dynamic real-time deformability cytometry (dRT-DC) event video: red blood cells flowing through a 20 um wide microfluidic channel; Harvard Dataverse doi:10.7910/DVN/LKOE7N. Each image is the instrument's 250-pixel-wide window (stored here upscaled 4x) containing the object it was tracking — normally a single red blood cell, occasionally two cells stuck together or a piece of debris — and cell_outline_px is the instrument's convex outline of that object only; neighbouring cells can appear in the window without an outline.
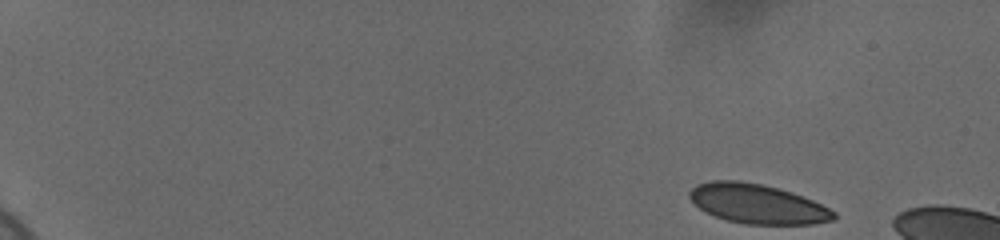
{"species": "human", "species_latin": "Homo sapiens", "temperature_condition": "cold", "stored_images_in_passage": 12, "camera_frame_rate_fps": 3000, "um_per_image_px": 0.085, "donor": {"sex": "female"}, "frame": {"image": 1, "passage_image": 1, "time_ms": 0.0, "image_size_px": [1000, 240], "cell_outline_px": [[836, 216], [832, 220], [812, 224], [744, 224], [728, 220], [716, 216], [700, 208], [688, 196], [688, 192], [696, 184], [712, 180], [740, 180], [764, 184], [780, 188], [792, 192], [812, 200], [836, 212]], "centroid_in_image_um": [64.37, 17.31], "position_along_channel_um": 20.6, "area_um2": 33.12}}